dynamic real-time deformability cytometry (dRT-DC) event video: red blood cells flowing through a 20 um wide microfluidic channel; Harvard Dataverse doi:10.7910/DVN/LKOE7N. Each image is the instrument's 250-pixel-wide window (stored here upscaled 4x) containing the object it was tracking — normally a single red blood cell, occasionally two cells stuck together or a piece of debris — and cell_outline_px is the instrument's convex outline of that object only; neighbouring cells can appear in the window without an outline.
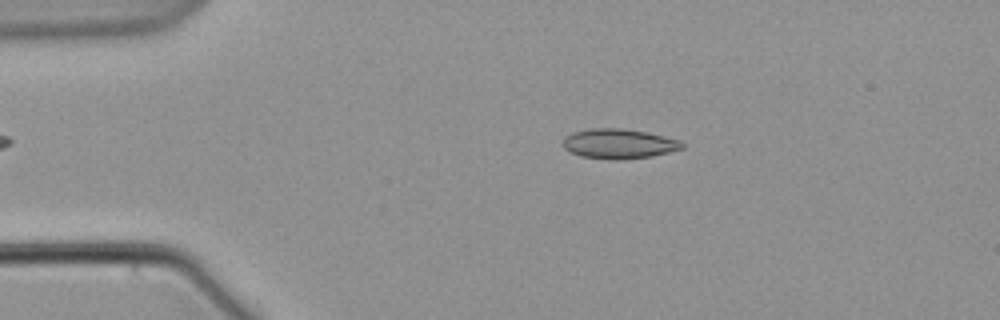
{"species": "common noctule bat (a hibernating species)", "species_latin": "Nyctalus noctula", "temperature_condition": "warm", "stored_images_in_passage": 53, "camera_frame_rate_fps": 3000, "um_per_image_px": 0.085, "animal": {"sex": "male", "body_mass_g": 21.5, "forearm_length_mm": 52.0}, "frame": {"image": 1, "passage_image": 7, "time_ms": 2.0, "image_size_px": [1000, 320], "cell_outline_px": [[684, 148], [652, 156], [580, 156], [568, 152], [560, 144], [564, 136], [572, 132], [588, 128], [620, 128], [648, 132], [680, 140], [684, 144]], "centroid_in_image_um": [52.55, 12.15], "position_along_channel_um": 32.5, "area_um2": 19.94}}
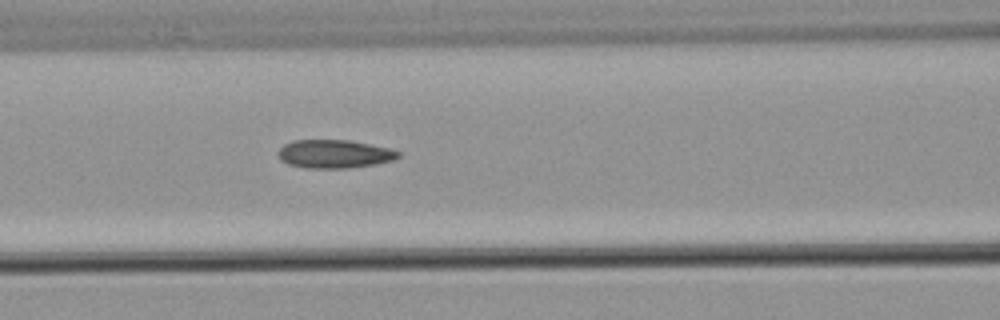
{"frame": {"image": 2, "passage_image": 20, "time_ms": 6.333, "image_size_px": [1000, 320], "cell_outline_px": [[400, 156], [392, 160], [372, 164], [348, 168], [304, 168], [288, 164], [280, 160], [276, 152], [284, 144], [292, 140], [348, 140], [388, 148], [400, 152]], "centroid_in_image_um": [28.34, 13.08], "position_along_channel_um": 138.3, "area_um2": 19.77}}
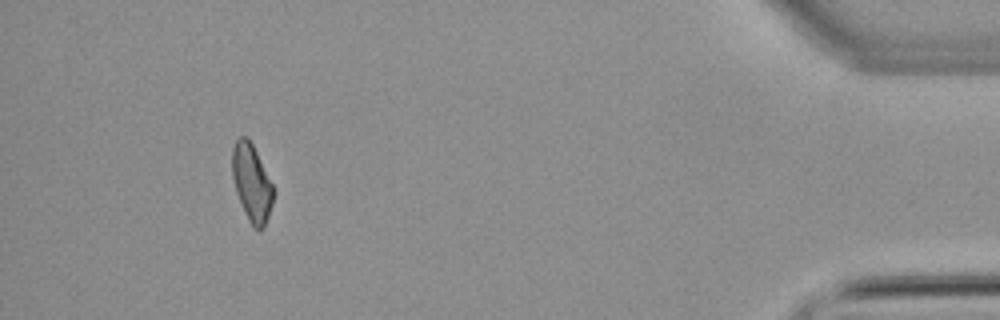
{"frame": {"image": 3, "passage_image": 49, "time_ms": 16.0, "image_size_px": [1000, 320], "cell_outline_px": [[272, 204], [264, 228], [260, 232], [248, 220], [244, 212], [236, 192], [232, 176], [232, 148], [236, 140], [240, 136], [248, 136], [272, 184]], "centroid_in_image_um": [21.37, 15.53], "position_along_channel_um": 413.8, "area_um2": 18.21}}